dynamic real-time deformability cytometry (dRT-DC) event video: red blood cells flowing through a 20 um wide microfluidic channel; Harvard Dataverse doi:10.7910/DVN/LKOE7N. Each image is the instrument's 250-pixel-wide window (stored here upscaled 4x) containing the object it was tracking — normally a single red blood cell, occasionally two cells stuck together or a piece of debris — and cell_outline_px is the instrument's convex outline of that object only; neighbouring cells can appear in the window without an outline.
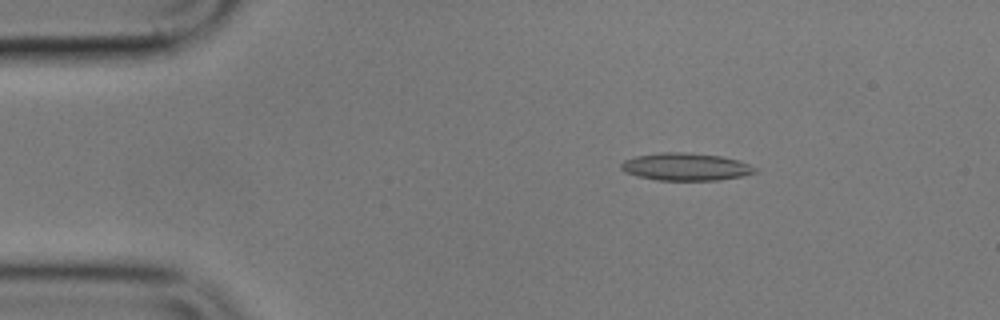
{"species": "common noctule bat (a hibernating species)", "species_latin": "Nyctalus noctula", "temperature_condition": "cold", "stored_images_in_passage": 5, "camera_frame_rate_fps": 3000, "um_per_image_px": 0.085, "animal": {"sex": "male", "body_mass_g": 17.9}, "frame": {"image": 1, "passage_image": 3, "time_ms": 2.667, "image_size_px": [1000, 320], "cell_outline_px": [[760, 172], [744, 176], [716, 180], [656, 180], [624, 172], [620, 168], [620, 164], [624, 160], [636, 156], [660, 152], [684, 152], [720, 156], [740, 160], [756, 168]], "centroid_in_image_um": [58.31, 14.17], "position_along_channel_um": 26.7, "area_um2": 21.56}}